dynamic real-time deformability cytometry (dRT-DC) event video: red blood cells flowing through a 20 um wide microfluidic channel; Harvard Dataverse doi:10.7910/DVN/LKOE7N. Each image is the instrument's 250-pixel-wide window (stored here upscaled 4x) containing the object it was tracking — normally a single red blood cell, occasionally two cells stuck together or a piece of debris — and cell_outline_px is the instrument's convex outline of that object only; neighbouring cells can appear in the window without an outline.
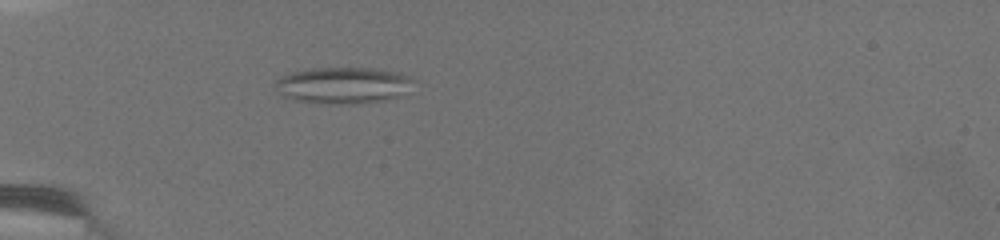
{"species": "common noctule bat (a hibernating species)", "species_latin": "Nyctalus noctula", "temperature_condition": "warm", "stored_images_in_passage": 53, "camera_frame_rate_fps": 3000, "um_per_image_px": 0.085, "animal": {"sex": "female", "body_mass_g": 19.5, "forearm_length_mm": 54.1}, "frame": {"image": 1, "passage_image": 22, "time_ms": 5.667, "image_size_px": [1000, 240], "cell_outline_px": [[416, 80], [400, 96], [384, 100], [364, 104], [324, 104], [296, 100], [284, 96], [280, 92], [276, 84], [276, 80], [280, 76], [292, 72], [312, 68], [380, 68], [400, 72]], "centroid_in_image_um": [29.21, 7.25], "position_along_channel_um": 55.8, "area_um2": 29.59}}
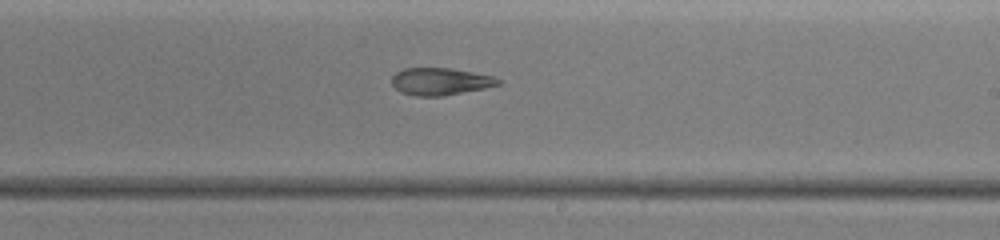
{"frame": {"image": 2, "passage_image": 40, "time_ms": 10.667, "image_size_px": [1000, 240], "cell_outline_px": [[500, 84], [484, 88], [440, 96], [416, 96], [400, 92], [392, 84], [392, 76], [396, 72], [404, 68], [448, 68], [472, 72], [492, 76], [500, 80]], "centroid_in_image_um": [37.38, 6.92], "position_along_channel_um": 251.6, "area_um2": 16.65}}
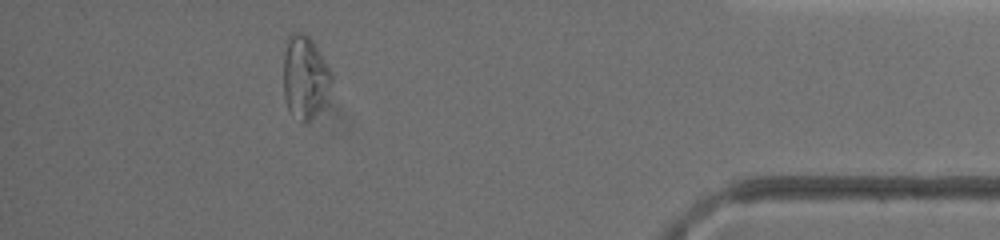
{"frame": {"image": 3, "passage_image": 50, "time_ms": 15.333, "image_size_px": [1000, 240], "cell_outline_px": [[332, 84], [316, 112], [308, 124], [304, 124], [288, 112], [284, 96], [284, 52], [288, 36], [292, 32], [304, 32], [312, 40], [332, 72]], "centroid_in_image_um": [25.89, 6.55], "position_along_channel_um": 409.3, "area_um2": 23.18}, "authors_computed_cell_mechanics": {"area_um2": 25.9522, "velocity_mm_per_s": 4.241, "shape_relaxation_time_tau1_ms": null, "shape_relaxation_time_tau2_ms": 3.1638, "deformation_change_tau1": null, "deformation_change_tau2": 0.1221}}